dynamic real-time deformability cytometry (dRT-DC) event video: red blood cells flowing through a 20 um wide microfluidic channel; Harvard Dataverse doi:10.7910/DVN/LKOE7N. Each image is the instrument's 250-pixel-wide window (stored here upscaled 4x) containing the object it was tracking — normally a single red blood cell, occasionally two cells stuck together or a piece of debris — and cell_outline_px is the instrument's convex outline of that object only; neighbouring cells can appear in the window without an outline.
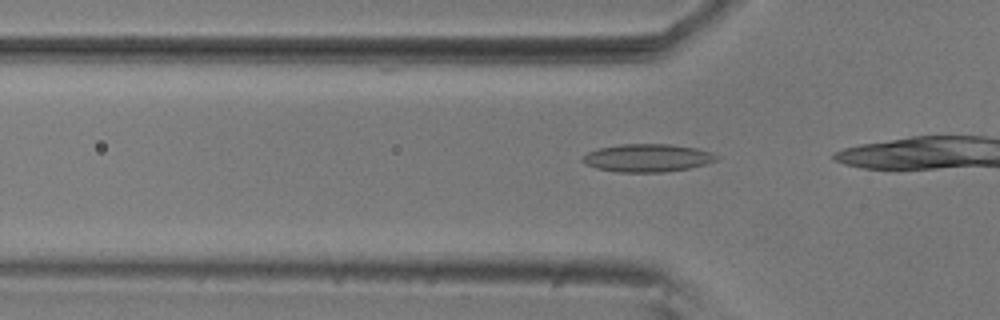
{"species": "common noctule bat (a hibernating species)", "species_latin": "Nyctalus noctula", "temperature_condition": "room temperature", "stored_images_in_passage": 9, "camera_frame_rate_fps": 3000, "um_per_image_px": 0.085, "animal": {"sex": "male", "body_mass_g": 20.5, "forearm_length_mm": 52.5}, "frame": {"image": 1, "passage_image": 4, "time_ms": 1.0, "image_size_px": [1000, 320], "cell_outline_px": [[720, 156], [716, 160], [704, 164], [688, 168], [664, 172], [616, 172], [596, 168], [580, 160], [580, 156], [588, 152], [600, 148], [620, 144], [668, 144], [696, 148], [712, 152]], "centroid_in_image_um": [55.01, 13.42], "position_along_channel_um": 70.8, "area_um2": 21.73}}
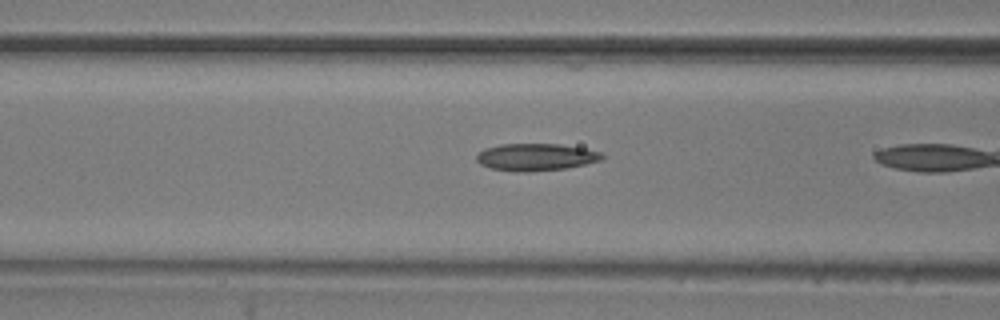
{"frame": {"image": 2, "passage_image": 8, "time_ms": 2.333, "image_size_px": [1000, 320], "cell_outline_px": [[604, 160], [568, 168], [532, 172], [516, 172], [492, 168], [480, 164], [476, 160], [476, 156], [484, 148], [500, 144], [560, 144], [584, 148], [600, 152], [604, 156]], "centroid_in_image_um": [45.57, 13.36], "position_along_channel_um": 121.0, "area_um2": 20.11}}